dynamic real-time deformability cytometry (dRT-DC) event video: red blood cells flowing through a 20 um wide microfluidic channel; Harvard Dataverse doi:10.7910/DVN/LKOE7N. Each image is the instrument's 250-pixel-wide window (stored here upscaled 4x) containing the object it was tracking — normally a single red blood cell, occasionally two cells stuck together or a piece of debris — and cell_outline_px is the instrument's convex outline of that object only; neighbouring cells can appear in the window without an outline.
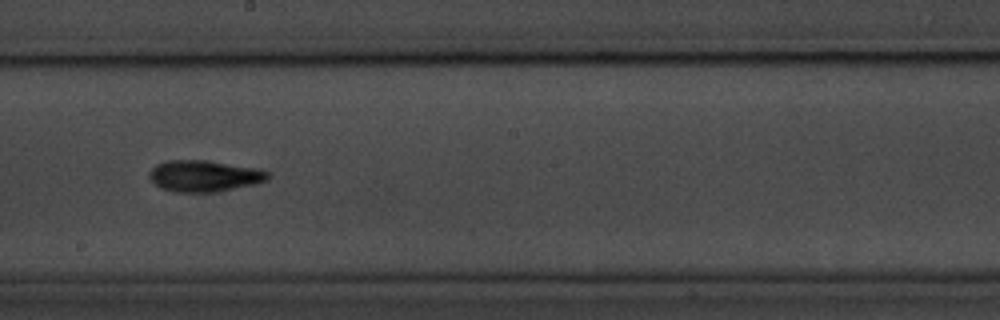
{"species": "common noctule bat (a hibernating species)", "species_latin": "Nyctalus noctula", "temperature_condition": "room temperature", "stored_images_in_passage": 24, "camera_frame_rate_fps": 3000, "um_per_image_px": 0.085, "animal": {"sex": "male", "body_mass_g": 20.1, "forearm_length_mm": 53.5}, "frame": {"image": 1, "passage_image": 17, "time_ms": 5.333, "image_size_px": [1000, 320], "cell_outline_px": [[272, 176], [268, 180], [256, 184], [216, 192], [176, 192], [160, 188], [148, 176], [148, 172], [156, 164], [168, 160], [204, 160], [260, 168], [272, 172]], "centroid_in_image_um": [17.42, 14.95], "position_along_channel_um": 230.8, "area_um2": 22.02}}